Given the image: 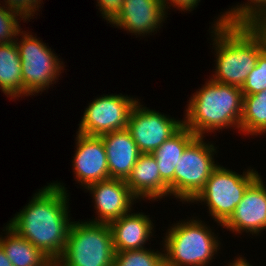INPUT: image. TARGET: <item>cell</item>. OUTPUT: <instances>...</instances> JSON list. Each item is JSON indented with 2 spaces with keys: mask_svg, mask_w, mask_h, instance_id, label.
<instances>
[{
  "mask_svg": "<svg viewBox=\"0 0 266 266\" xmlns=\"http://www.w3.org/2000/svg\"><path fill=\"white\" fill-rule=\"evenodd\" d=\"M0 235V246L13 266H53L54 263L37 247L17 234L7 224ZM4 236V237H3Z\"/></svg>",
  "mask_w": 266,
  "mask_h": 266,
  "instance_id": "d6986e66",
  "label": "cell"
},
{
  "mask_svg": "<svg viewBox=\"0 0 266 266\" xmlns=\"http://www.w3.org/2000/svg\"><path fill=\"white\" fill-rule=\"evenodd\" d=\"M213 29V30H212ZM215 67L210 79L242 88L265 50L262 37L250 24H220L211 27Z\"/></svg>",
  "mask_w": 266,
  "mask_h": 266,
  "instance_id": "7a4b0ae2",
  "label": "cell"
},
{
  "mask_svg": "<svg viewBox=\"0 0 266 266\" xmlns=\"http://www.w3.org/2000/svg\"><path fill=\"white\" fill-rule=\"evenodd\" d=\"M47 184L32 195L29 203L10 218L7 225L55 263L66 247L72 217L64 183Z\"/></svg>",
  "mask_w": 266,
  "mask_h": 266,
  "instance_id": "6da1fadb",
  "label": "cell"
},
{
  "mask_svg": "<svg viewBox=\"0 0 266 266\" xmlns=\"http://www.w3.org/2000/svg\"><path fill=\"white\" fill-rule=\"evenodd\" d=\"M96 7L104 20L111 23L120 13L124 0H96Z\"/></svg>",
  "mask_w": 266,
  "mask_h": 266,
  "instance_id": "4316f807",
  "label": "cell"
},
{
  "mask_svg": "<svg viewBox=\"0 0 266 266\" xmlns=\"http://www.w3.org/2000/svg\"><path fill=\"white\" fill-rule=\"evenodd\" d=\"M260 176L255 168L249 167L242 174L218 165L212 172L205 187L190 202L205 204L208 216L221 226L233 214L247 188ZM204 202V203H203Z\"/></svg>",
  "mask_w": 266,
  "mask_h": 266,
  "instance_id": "8992f818",
  "label": "cell"
},
{
  "mask_svg": "<svg viewBox=\"0 0 266 266\" xmlns=\"http://www.w3.org/2000/svg\"><path fill=\"white\" fill-rule=\"evenodd\" d=\"M0 1V44L15 42L16 37L22 31L21 24L27 20L18 12L1 5Z\"/></svg>",
  "mask_w": 266,
  "mask_h": 266,
  "instance_id": "cb8c5ba5",
  "label": "cell"
},
{
  "mask_svg": "<svg viewBox=\"0 0 266 266\" xmlns=\"http://www.w3.org/2000/svg\"><path fill=\"white\" fill-rule=\"evenodd\" d=\"M188 101L183 122L196 136L206 137L207 133L228 128L238 129L237 133L241 134L243 92L240 87L207 79Z\"/></svg>",
  "mask_w": 266,
  "mask_h": 266,
  "instance_id": "3957f363",
  "label": "cell"
},
{
  "mask_svg": "<svg viewBox=\"0 0 266 266\" xmlns=\"http://www.w3.org/2000/svg\"><path fill=\"white\" fill-rule=\"evenodd\" d=\"M115 250L109 223L73 221L66 247L55 266H113Z\"/></svg>",
  "mask_w": 266,
  "mask_h": 266,
  "instance_id": "5b68a950",
  "label": "cell"
},
{
  "mask_svg": "<svg viewBox=\"0 0 266 266\" xmlns=\"http://www.w3.org/2000/svg\"><path fill=\"white\" fill-rule=\"evenodd\" d=\"M110 178L126 180L141 155L127 129L101 135Z\"/></svg>",
  "mask_w": 266,
  "mask_h": 266,
  "instance_id": "e0dca14e",
  "label": "cell"
},
{
  "mask_svg": "<svg viewBox=\"0 0 266 266\" xmlns=\"http://www.w3.org/2000/svg\"><path fill=\"white\" fill-rule=\"evenodd\" d=\"M129 212L112 220L109 225L113 234L115 252L145 249L154 235L153 219L142 212Z\"/></svg>",
  "mask_w": 266,
  "mask_h": 266,
  "instance_id": "9a60e30c",
  "label": "cell"
},
{
  "mask_svg": "<svg viewBox=\"0 0 266 266\" xmlns=\"http://www.w3.org/2000/svg\"><path fill=\"white\" fill-rule=\"evenodd\" d=\"M149 109L136 102L130 111L127 130L138 146L141 154H152L166 140L176 134L183 126V119Z\"/></svg>",
  "mask_w": 266,
  "mask_h": 266,
  "instance_id": "30bf717a",
  "label": "cell"
},
{
  "mask_svg": "<svg viewBox=\"0 0 266 266\" xmlns=\"http://www.w3.org/2000/svg\"><path fill=\"white\" fill-rule=\"evenodd\" d=\"M130 95L103 94L88 103L79 122V133L101 136L127 128L130 111L138 101Z\"/></svg>",
  "mask_w": 266,
  "mask_h": 266,
  "instance_id": "9c48e42d",
  "label": "cell"
},
{
  "mask_svg": "<svg viewBox=\"0 0 266 266\" xmlns=\"http://www.w3.org/2000/svg\"><path fill=\"white\" fill-rule=\"evenodd\" d=\"M197 136L183 126L176 134L158 147L152 156L156 159L161 179L169 187V196H174V171L185 148Z\"/></svg>",
  "mask_w": 266,
  "mask_h": 266,
  "instance_id": "ac0fdd59",
  "label": "cell"
},
{
  "mask_svg": "<svg viewBox=\"0 0 266 266\" xmlns=\"http://www.w3.org/2000/svg\"><path fill=\"white\" fill-rule=\"evenodd\" d=\"M0 266H13L7 258L4 249L0 246Z\"/></svg>",
  "mask_w": 266,
  "mask_h": 266,
  "instance_id": "4dcf8cb0",
  "label": "cell"
},
{
  "mask_svg": "<svg viewBox=\"0 0 266 266\" xmlns=\"http://www.w3.org/2000/svg\"><path fill=\"white\" fill-rule=\"evenodd\" d=\"M204 138L197 136L185 148L175 167L173 198L179 199L182 204H190L219 165L214 159L215 154L217 157V147Z\"/></svg>",
  "mask_w": 266,
  "mask_h": 266,
  "instance_id": "ba28073f",
  "label": "cell"
},
{
  "mask_svg": "<svg viewBox=\"0 0 266 266\" xmlns=\"http://www.w3.org/2000/svg\"><path fill=\"white\" fill-rule=\"evenodd\" d=\"M221 13L215 19L216 21L213 20L214 22H212L210 27H215L223 23L250 24L258 15L266 13V0H247Z\"/></svg>",
  "mask_w": 266,
  "mask_h": 266,
  "instance_id": "7402d4cb",
  "label": "cell"
},
{
  "mask_svg": "<svg viewBox=\"0 0 266 266\" xmlns=\"http://www.w3.org/2000/svg\"><path fill=\"white\" fill-rule=\"evenodd\" d=\"M260 175L245 191L233 214L222 225L235 234L259 236L266 231V185Z\"/></svg>",
  "mask_w": 266,
  "mask_h": 266,
  "instance_id": "8fae6325",
  "label": "cell"
},
{
  "mask_svg": "<svg viewBox=\"0 0 266 266\" xmlns=\"http://www.w3.org/2000/svg\"><path fill=\"white\" fill-rule=\"evenodd\" d=\"M240 132L251 138L266 135V90L243 96Z\"/></svg>",
  "mask_w": 266,
  "mask_h": 266,
  "instance_id": "44dd1931",
  "label": "cell"
},
{
  "mask_svg": "<svg viewBox=\"0 0 266 266\" xmlns=\"http://www.w3.org/2000/svg\"><path fill=\"white\" fill-rule=\"evenodd\" d=\"M4 1V2H3ZM2 5H5L9 9L20 13L27 21L34 19L35 15H38L39 8L43 3V0H3ZM34 16V17H33Z\"/></svg>",
  "mask_w": 266,
  "mask_h": 266,
  "instance_id": "484cf974",
  "label": "cell"
},
{
  "mask_svg": "<svg viewBox=\"0 0 266 266\" xmlns=\"http://www.w3.org/2000/svg\"><path fill=\"white\" fill-rule=\"evenodd\" d=\"M152 249L115 252L113 266H164V251ZM161 251V252H160Z\"/></svg>",
  "mask_w": 266,
  "mask_h": 266,
  "instance_id": "603a6c76",
  "label": "cell"
},
{
  "mask_svg": "<svg viewBox=\"0 0 266 266\" xmlns=\"http://www.w3.org/2000/svg\"><path fill=\"white\" fill-rule=\"evenodd\" d=\"M237 256L238 257H236L233 261L231 260V262H229V264L227 263L226 266H253L242 255H240V256L237 255Z\"/></svg>",
  "mask_w": 266,
  "mask_h": 266,
  "instance_id": "f546056e",
  "label": "cell"
},
{
  "mask_svg": "<svg viewBox=\"0 0 266 266\" xmlns=\"http://www.w3.org/2000/svg\"><path fill=\"white\" fill-rule=\"evenodd\" d=\"M73 173L79 185L87 186L110 178L107 156L101 136L76 132Z\"/></svg>",
  "mask_w": 266,
  "mask_h": 266,
  "instance_id": "4fadbf2b",
  "label": "cell"
},
{
  "mask_svg": "<svg viewBox=\"0 0 266 266\" xmlns=\"http://www.w3.org/2000/svg\"><path fill=\"white\" fill-rule=\"evenodd\" d=\"M91 194L97 216L90 222L110 223L112 220L133 211L139 201L130 191L125 180L109 178L85 188Z\"/></svg>",
  "mask_w": 266,
  "mask_h": 266,
  "instance_id": "7c38bea8",
  "label": "cell"
},
{
  "mask_svg": "<svg viewBox=\"0 0 266 266\" xmlns=\"http://www.w3.org/2000/svg\"><path fill=\"white\" fill-rule=\"evenodd\" d=\"M22 66L15 42L0 44V90L6 97H23Z\"/></svg>",
  "mask_w": 266,
  "mask_h": 266,
  "instance_id": "ffe728a7",
  "label": "cell"
},
{
  "mask_svg": "<svg viewBox=\"0 0 266 266\" xmlns=\"http://www.w3.org/2000/svg\"><path fill=\"white\" fill-rule=\"evenodd\" d=\"M39 39L27 30L21 31L16 37L22 66L23 98L47 91L65 70L63 60L53 52L54 49Z\"/></svg>",
  "mask_w": 266,
  "mask_h": 266,
  "instance_id": "52a82bcc",
  "label": "cell"
},
{
  "mask_svg": "<svg viewBox=\"0 0 266 266\" xmlns=\"http://www.w3.org/2000/svg\"><path fill=\"white\" fill-rule=\"evenodd\" d=\"M166 14L163 0H124L119 15L110 25L144 38L159 32L168 17Z\"/></svg>",
  "mask_w": 266,
  "mask_h": 266,
  "instance_id": "5bb4252c",
  "label": "cell"
},
{
  "mask_svg": "<svg viewBox=\"0 0 266 266\" xmlns=\"http://www.w3.org/2000/svg\"><path fill=\"white\" fill-rule=\"evenodd\" d=\"M125 182L140 202L145 199L155 202L169 197V187L161 179L159 167L152 154L139 156Z\"/></svg>",
  "mask_w": 266,
  "mask_h": 266,
  "instance_id": "2e32d148",
  "label": "cell"
},
{
  "mask_svg": "<svg viewBox=\"0 0 266 266\" xmlns=\"http://www.w3.org/2000/svg\"><path fill=\"white\" fill-rule=\"evenodd\" d=\"M262 90H266V49L259 55L256 66L241 88L243 96L255 95Z\"/></svg>",
  "mask_w": 266,
  "mask_h": 266,
  "instance_id": "d4e9b609",
  "label": "cell"
},
{
  "mask_svg": "<svg viewBox=\"0 0 266 266\" xmlns=\"http://www.w3.org/2000/svg\"><path fill=\"white\" fill-rule=\"evenodd\" d=\"M169 1V2H168ZM201 0H163L164 3V9L168 15V11L170 10V7L176 8L179 11H193L196 7H198V3H200ZM169 9V10H168Z\"/></svg>",
  "mask_w": 266,
  "mask_h": 266,
  "instance_id": "83f0119b",
  "label": "cell"
},
{
  "mask_svg": "<svg viewBox=\"0 0 266 266\" xmlns=\"http://www.w3.org/2000/svg\"><path fill=\"white\" fill-rule=\"evenodd\" d=\"M250 25L262 37L266 49V13L258 15Z\"/></svg>",
  "mask_w": 266,
  "mask_h": 266,
  "instance_id": "f1b7e54d",
  "label": "cell"
},
{
  "mask_svg": "<svg viewBox=\"0 0 266 266\" xmlns=\"http://www.w3.org/2000/svg\"><path fill=\"white\" fill-rule=\"evenodd\" d=\"M186 220L171 224L162 237L164 266H208L220 253L218 233L210 225L197 217Z\"/></svg>",
  "mask_w": 266,
  "mask_h": 266,
  "instance_id": "277c9868",
  "label": "cell"
}]
</instances>
